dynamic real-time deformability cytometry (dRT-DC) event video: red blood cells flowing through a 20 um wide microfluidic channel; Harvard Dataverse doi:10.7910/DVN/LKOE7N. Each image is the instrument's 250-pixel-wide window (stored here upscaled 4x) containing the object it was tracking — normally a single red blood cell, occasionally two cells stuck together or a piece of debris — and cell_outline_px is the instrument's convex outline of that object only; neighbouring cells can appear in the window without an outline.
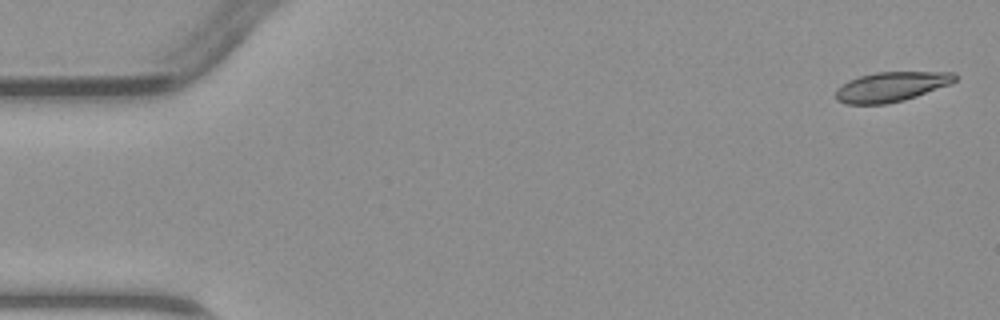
{"species": "common noctule bat (a hibernating species)", "species_latin": "Nyctalus noctula", "temperature_condition": "warm", "stored_images_in_passage": 4, "camera_frame_rate_fps": 3000, "um_per_image_px": 0.085, "animal": {"sex": "male", "body_mass_g": 23.1, "forearm_length_mm": 52.7}, "frame": {"image": 1, "passage_image": 1, "time_ms": 0.0, "image_size_px": [1000, 320], "cell_outline_px": [[960, 76], [952, 84], [904, 100], [888, 104], [844, 104], [836, 100], [836, 88], [848, 80], [860, 76], [876, 72], [956, 72]], "centroid_in_image_um": [75.78, 7.37], "position_along_channel_um": 9.2, "area_um2": 20.92}}
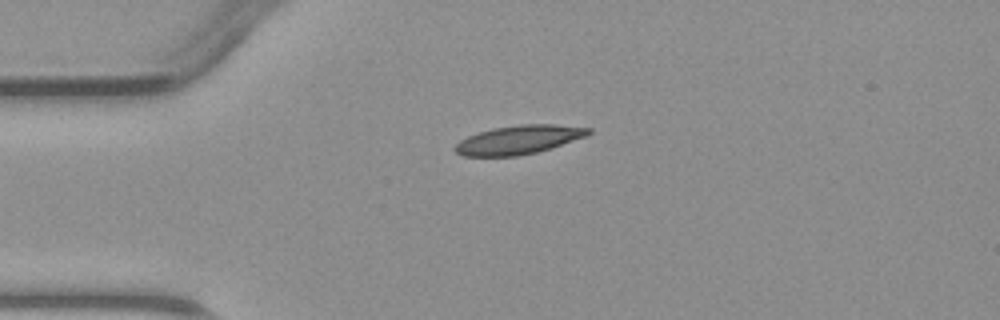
{"frame": {"image": 2, "passage_image": 4, "time_ms": 3.333, "image_size_px": [1000, 320], "cell_outline_px": [[592, 132], [588, 136], [552, 148], [536, 152], [516, 156], [464, 156], [456, 152], [452, 148], [460, 140], [468, 136], [492, 128], [520, 124], [556, 124], [592, 128]], "centroid_in_image_um": [44.13, 11.87], "position_along_channel_um": 40.9, "area_um2": 22.54}}